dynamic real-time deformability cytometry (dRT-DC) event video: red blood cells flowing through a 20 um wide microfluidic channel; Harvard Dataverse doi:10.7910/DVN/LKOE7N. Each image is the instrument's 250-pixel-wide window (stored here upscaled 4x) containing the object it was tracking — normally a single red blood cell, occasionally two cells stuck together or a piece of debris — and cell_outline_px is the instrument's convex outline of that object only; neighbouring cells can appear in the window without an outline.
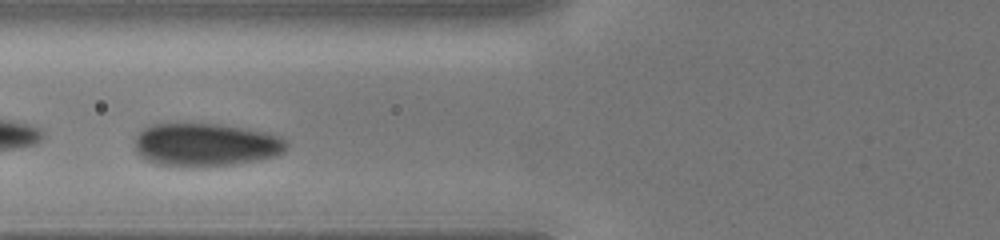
{"species": "human", "species_latin": "Homo sapiens", "temperature_condition": "cold", "stored_images_in_passage": 32, "camera_frame_rate_fps": 3000, "um_per_image_px": 0.085, "donor": {"sex": "male"}, "frame": {"image": 1, "passage_image": 7, "time_ms": 2.0, "image_size_px": [1000, 240], "cell_outline_px": [[288, 144], [284, 152], [276, 156], [260, 160], [236, 164], [204, 168], [180, 168], [156, 164], [140, 156], [136, 152], [136, 136], [140, 128], [148, 124], [176, 120], [188, 120], [220, 124], [248, 128], [280, 136], [288, 140]], "centroid_in_image_um": [17.43, 12.27], "position_along_channel_um": 108.4, "area_um2": 40.4}}
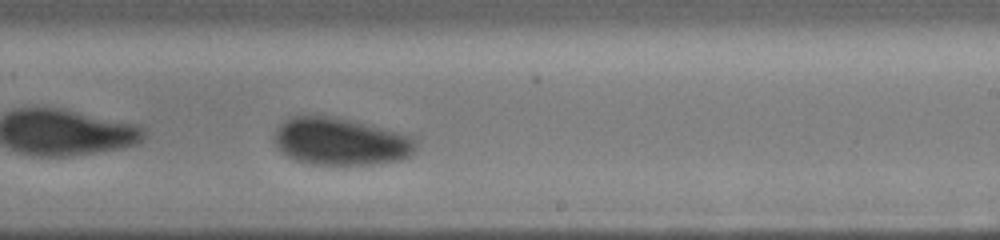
{"frame": {"image": 2, "passage_image": 17, "time_ms": 5.333, "image_size_px": [1000, 240], "cell_outline_px": [[416, 148], [408, 156], [400, 160], [376, 164], [312, 164], [296, 160], [288, 156], [276, 144], [276, 132], [280, 124], [284, 120], [292, 116], [328, 116], [348, 120], [400, 132], [416, 136]], "centroid_in_image_um": [29.0, 12.03], "position_along_channel_um": 260.0, "area_um2": 38.61}}
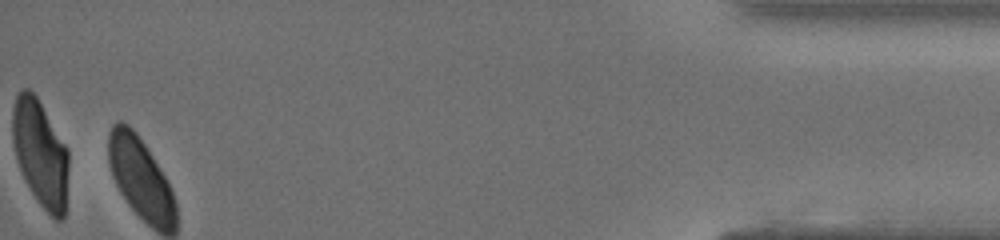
{"frame": {"image": 3, "passage_image": 32, "time_ms": 10.333, "image_size_px": [1000, 240], "cell_outline_px": [[68, 168], [64, 220], [56, 220], [40, 204], [32, 192], [16, 160], [12, 140], [12, 108], [16, 96], [20, 88], [28, 88], [36, 96], [68, 148]], "centroid_in_image_um": [3.42, 13.0], "position_along_channel_um": 431.8, "area_um2": 34.74}}